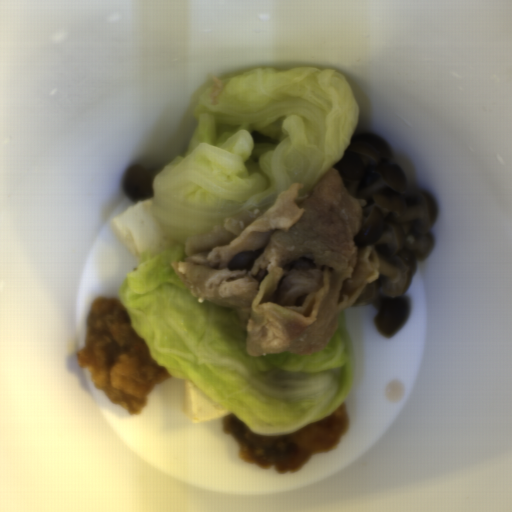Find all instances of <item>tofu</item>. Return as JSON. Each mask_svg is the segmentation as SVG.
Wrapping results in <instances>:
<instances>
[{"mask_svg":"<svg viewBox=\"0 0 512 512\" xmlns=\"http://www.w3.org/2000/svg\"><path fill=\"white\" fill-rule=\"evenodd\" d=\"M182 413L194 423H202L217 418L223 419L229 415L220 408L215 407L195 386L194 382L189 379L184 381Z\"/></svg>","mask_w":512,"mask_h":512,"instance_id":"obj_2","label":"tofu"},{"mask_svg":"<svg viewBox=\"0 0 512 512\" xmlns=\"http://www.w3.org/2000/svg\"><path fill=\"white\" fill-rule=\"evenodd\" d=\"M112 231L138 260L144 251L171 246L173 238L165 234L157 217L153 199H144L126 208L110 223Z\"/></svg>","mask_w":512,"mask_h":512,"instance_id":"obj_1","label":"tofu"}]
</instances>
